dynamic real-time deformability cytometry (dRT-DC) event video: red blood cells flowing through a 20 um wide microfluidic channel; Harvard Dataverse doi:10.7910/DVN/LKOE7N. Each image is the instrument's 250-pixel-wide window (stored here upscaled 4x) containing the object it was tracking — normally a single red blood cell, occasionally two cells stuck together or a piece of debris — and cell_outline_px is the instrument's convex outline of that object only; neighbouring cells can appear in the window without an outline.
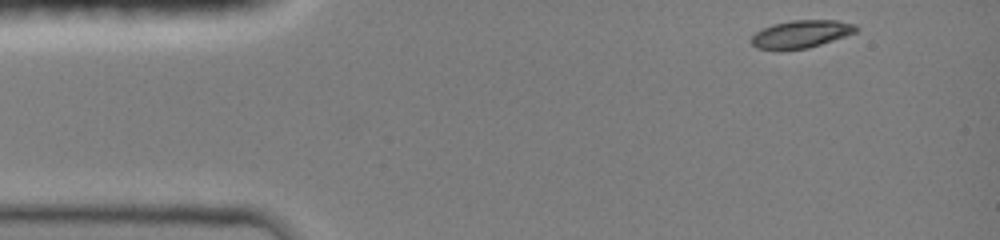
{"species": "common noctule bat (a hibernating species)", "species_latin": "Nyctalus noctula", "temperature_condition": "room temperature", "stored_images_in_passage": 12, "camera_frame_rate_fps": 3000, "um_per_image_px": 0.085, "animal": {"sex": "female", "body_mass_g": 19.0, "forearm_length_mm": 51.5}, "frame": {"image": 1, "passage_image": 1, "time_ms": 0.0, "image_size_px": [1000, 240], "cell_outline_px": [[860, 28], [856, 32], [808, 48], [756, 48], [752, 44], [752, 36], [756, 32], [772, 24], [792, 20], [836, 20], [856, 24]], "centroid_in_image_um": [68.14, 2.86], "position_along_channel_um": 16.9, "area_um2": 16.42}}